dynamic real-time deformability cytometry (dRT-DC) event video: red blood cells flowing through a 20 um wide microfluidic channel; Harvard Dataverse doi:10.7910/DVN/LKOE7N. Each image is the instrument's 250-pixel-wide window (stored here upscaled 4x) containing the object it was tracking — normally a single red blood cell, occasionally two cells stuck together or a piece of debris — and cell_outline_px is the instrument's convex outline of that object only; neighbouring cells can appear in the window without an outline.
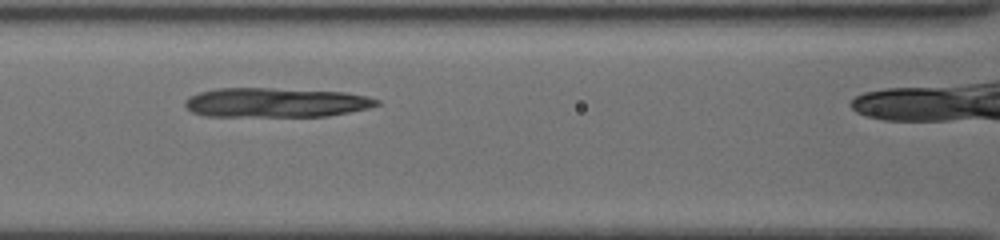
{"species": "common noctule bat (a hibernating species)", "species_latin": "Nyctalus noctula", "temperature_condition": "cold", "stored_images_in_passage": 25, "camera_frame_rate_fps": 3000, "um_per_image_px": 0.085, "animal": {"sex": "female", "body_mass_g": 19.5, "forearm_length_mm": 54.1}, "frame": {"image": 1, "passage_image": 8, "time_ms": 2.667, "image_size_px": [1000, 240], "cell_outline_px": [[380, 104], [368, 108], [328, 116], [204, 116], [192, 112], [184, 104], [184, 100], [188, 96], [200, 92], [216, 88], [272, 88], [344, 92], [368, 96], [380, 100]], "centroid_in_image_um": [23.42, 8.71], "position_along_channel_um": 143.2, "area_um2": 33.0}}
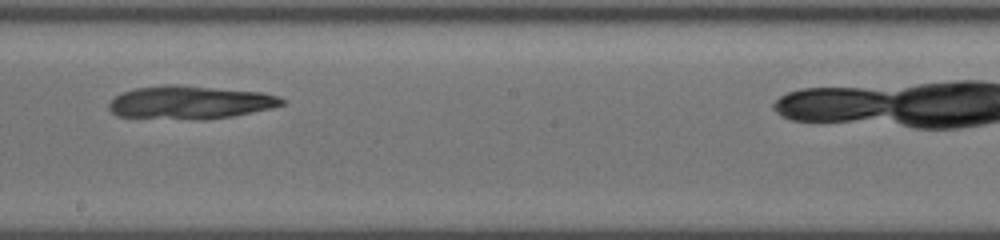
{"frame": {"image": 2, "passage_image": 14, "time_ms": 5.0, "image_size_px": [1000, 240], "cell_outline_px": [[288, 100], [284, 104], [268, 108], [232, 116], [116, 116], [108, 108], [108, 104], [116, 96], [124, 92], [136, 88], [164, 84], [176, 84], [264, 92], [280, 96]], "centroid_in_image_um": [16.21, 8.62], "position_along_channel_um": 232.0, "area_um2": 31.85}}
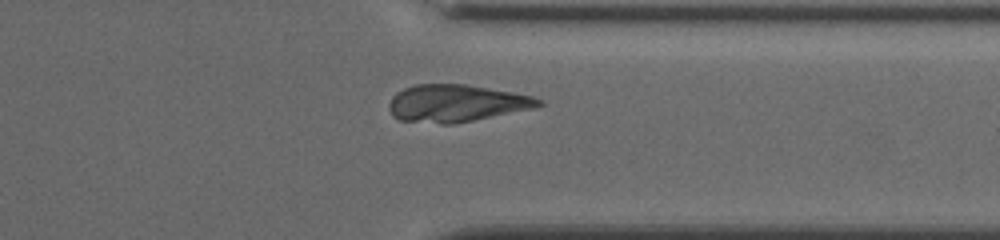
{"frame": {"image": 3, "passage_image": 24, "time_ms": 8.667, "image_size_px": [1000, 240], "cell_outline_px": [[544, 104], [536, 108], [452, 124], [440, 124], [400, 120], [392, 116], [388, 108], [388, 104], [392, 96], [396, 92], [404, 88], [416, 84], [464, 84], [532, 96], [540, 100]], "centroid_in_image_um": [38.73, 8.78], "position_along_channel_um": 372.7, "area_um2": 32.37}}